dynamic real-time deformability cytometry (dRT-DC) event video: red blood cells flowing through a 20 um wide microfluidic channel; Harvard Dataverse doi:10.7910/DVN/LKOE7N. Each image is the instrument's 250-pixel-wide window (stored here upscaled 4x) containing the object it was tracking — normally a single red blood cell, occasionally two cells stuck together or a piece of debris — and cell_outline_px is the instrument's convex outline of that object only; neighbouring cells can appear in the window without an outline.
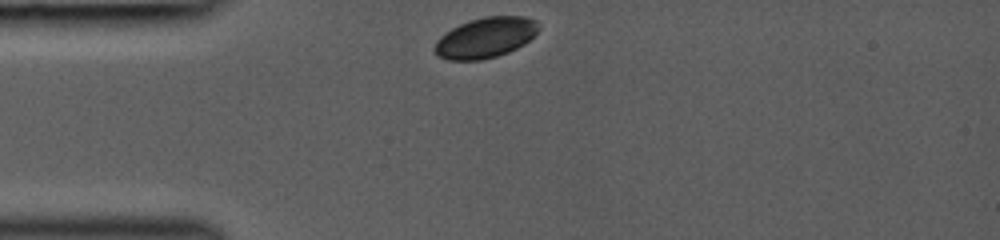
{"species": "common noctule bat (a hibernating species)", "species_latin": "Nyctalus noctula", "temperature_condition": "room temperature", "stored_images_in_passage": 2, "camera_frame_rate_fps": 3000, "um_per_image_px": 0.085, "animal": {"sex": "female", "body_mass_g": 19.0, "forearm_length_mm": 53.3}, "frame": {"image": 1, "passage_image": 1, "time_ms": 0.0, "image_size_px": [1000, 240], "cell_outline_px": [[540, 28], [524, 44], [508, 52], [496, 56], [480, 60], [448, 60], [436, 56], [432, 48], [436, 40], [444, 32], [460, 24], [484, 16], [524, 16], [536, 20]], "centroid_in_image_um": [41.22, 3.2], "position_along_channel_um": 43.8, "area_um2": 24.57}}